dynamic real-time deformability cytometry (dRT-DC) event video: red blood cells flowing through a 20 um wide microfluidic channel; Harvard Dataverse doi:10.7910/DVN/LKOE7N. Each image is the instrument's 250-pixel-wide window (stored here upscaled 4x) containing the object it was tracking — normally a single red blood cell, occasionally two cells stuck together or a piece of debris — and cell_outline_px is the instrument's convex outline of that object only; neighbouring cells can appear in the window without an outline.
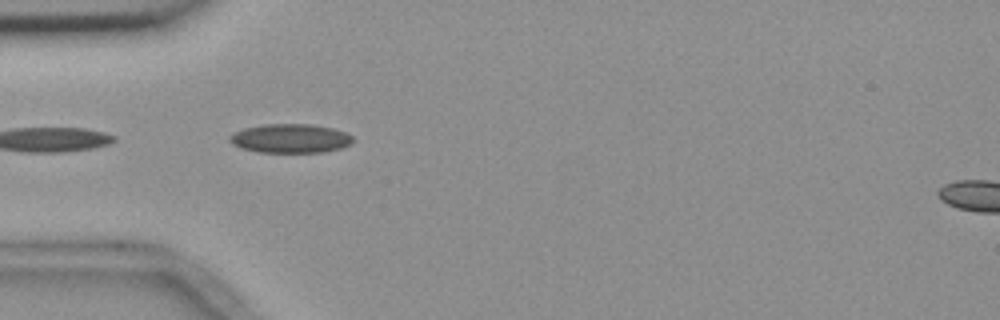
{"species": "common noctule bat (a hibernating species)", "species_latin": "Nyctalus noctula", "temperature_condition": "room temperature", "stored_images_in_passage": 5, "camera_frame_rate_fps": 3000, "um_per_image_px": 0.085, "animal": {"sex": "female", "body_mass_g": 18.4}, "frame": {"image": 1, "passage_image": 2, "time_ms": 0.333, "image_size_px": [1000, 320], "cell_outline_px": [[352, 140], [348, 144], [340, 148], [324, 152], [260, 152], [244, 148], [232, 144], [228, 140], [228, 136], [244, 128], [264, 124], [312, 124], [332, 128], [344, 132], [352, 136]], "centroid_in_image_um": [24.65, 11.76], "position_along_channel_um": 60.3, "area_um2": 20.58}}